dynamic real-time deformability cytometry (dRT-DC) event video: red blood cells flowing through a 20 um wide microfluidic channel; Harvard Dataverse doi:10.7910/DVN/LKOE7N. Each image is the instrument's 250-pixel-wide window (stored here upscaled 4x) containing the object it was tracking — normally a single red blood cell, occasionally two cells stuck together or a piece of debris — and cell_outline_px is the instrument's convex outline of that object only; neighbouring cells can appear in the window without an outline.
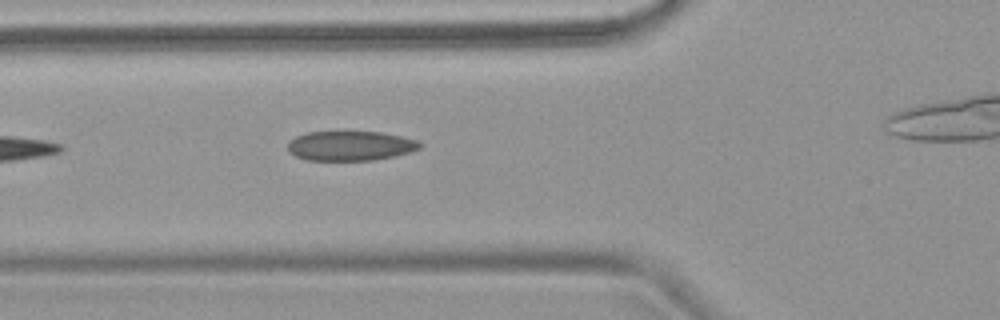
{"species": "common noctule bat (a hibernating species)", "species_latin": "Nyctalus noctula", "temperature_condition": "warm", "stored_images_in_passage": 3, "camera_frame_rate_fps": 3000, "um_per_image_px": 0.085, "animal": {"sex": "female", "body_mass_g": 18.4}, "frame": {"image": 1, "passage_image": 3, "time_ms": 2.667, "image_size_px": [1000, 320], "cell_outline_px": [[420, 148], [396, 156], [372, 160], [308, 160], [296, 156], [288, 152], [288, 144], [296, 136], [308, 132], [344, 128], [380, 132], [400, 136], [416, 140], [420, 144]], "centroid_in_image_um": [29.74, 12.34], "position_along_channel_um": 96.1, "area_um2": 23.58}}